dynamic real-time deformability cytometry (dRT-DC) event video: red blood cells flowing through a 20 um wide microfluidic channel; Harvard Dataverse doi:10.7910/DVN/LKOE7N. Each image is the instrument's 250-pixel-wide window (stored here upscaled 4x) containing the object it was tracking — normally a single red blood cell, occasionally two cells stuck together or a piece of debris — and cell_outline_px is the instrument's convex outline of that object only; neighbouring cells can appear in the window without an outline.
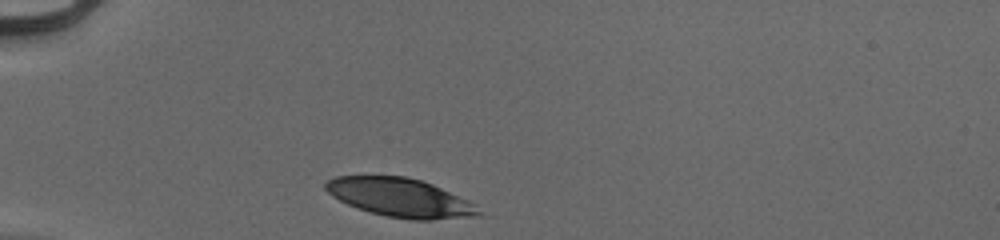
{"species": "human", "species_latin": "Homo sapiens", "temperature_condition": "cold", "stored_images_in_passage": 30, "camera_frame_rate_fps": 3000, "um_per_image_px": 0.085, "donor": {"sex": "male"}, "frame": {"image": 1, "passage_image": 1, "time_ms": 0.0, "image_size_px": [1000, 240], "cell_outline_px": [[488, 216], [432, 220], [412, 220], [384, 216], [348, 204], [332, 196], [324, 188], [324, 184], [328, 180], [336, 176], [404, 176], [420, 180], [432, 184], [468, 200], [476, 204]], "centroid_in_image_um": [34.11, 16.82], "position_along_channel_um": 50.9, "area_um2": 34.74}}
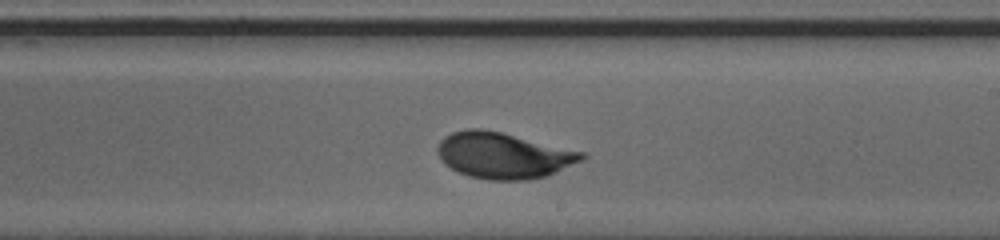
{"frame": {"image": 2, "passage_image": 18, "time_ms": 5.667, "image_size_px": [1000, 240], "cell_outline_px": [[588, 156], [548, 176], [528, 180], [488, 180], [468, 176], [456, 172], [444, 164], [436, 148], [440, 140], [444, 136], [452, 132], [468, 128], [480, 128], [504, 132], [584, 152]], "centroid_in_image_um": [42.76, 13.2], "position_along_channel_um": 246.2, "area_um2": 39.02}}
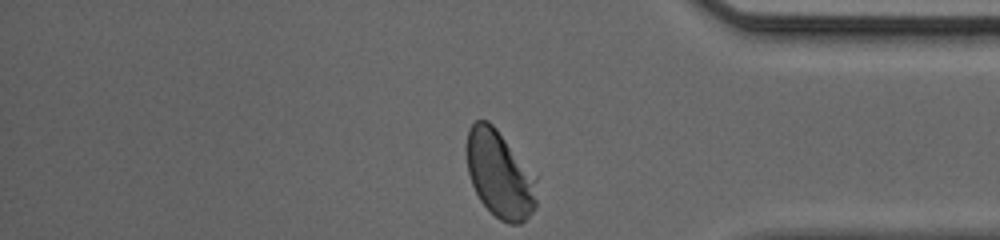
{"frame": {"image": 3, "passage_image": 30, "time_ms": 9.667, "image_size_px": [1000, 240], "cell_outline_px": [[536, 204], [532, 212], [520, 224], [508, 224], [500, 220], [480, 200], [472, 184], [468, 172], [468, 128], [476, 120], [488, 120], [496, 128], [504, 140], [528, 180], [536, 200]], "centroid_in_image_um": [42.33, 14.86], "position_along_channel_um": 392.9, "area_um2": 32.54}, "authors_computed_cell_mechanics": {"area_um2": 37.5989, "velocity_mm_per_s": 3.9554, "shape_relaxation_time_tau1_ms": 2.6287, "shape_relaxation_time_tau2_ms": null, "deformation_change_tau1": 0.151, "deformation_change_tau2": null}}